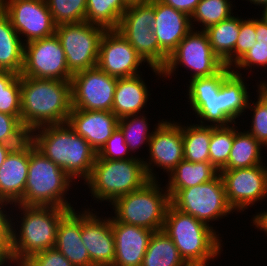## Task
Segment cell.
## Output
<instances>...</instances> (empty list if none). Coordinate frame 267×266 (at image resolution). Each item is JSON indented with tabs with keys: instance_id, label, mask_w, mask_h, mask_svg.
<instances>
[{
	"instance_id": "1",
	"label": "cell",
	"mask_w": 267,
	"mask_h": 266,
	"mask_svg": "<svg viewBox=\"0 0 267 266\" xmlns=\"http://www.w3.org/2000/svg\"><path fill=\"white\" fill-rule=\"evenodd\" d=\"M21 122L31 131L67 123L72 111L70 81L24 77L20 75Z\"/></svg>"
},
{
	"instance_id": "2",
	"label": "cell",
	"mask_w": 267,
	"mask_h": 266,
	"mask_svg": "<svg viewBox=\"0 0 267 266\" xmlns=\"http://www.w3.org/2000/svg\"><path fill=\"white\" fill-rule=\"evenodd\" d=\"M36 131L38 134L34 133ZM29 139L38 151L63 169L71 179L82 176L86 181L89 178L97 153L68 122L37 128L29 133Z\"/></svg>"
},
{
	"instance_id": "3",
	"label": "cell",
	"mask_w": 267,
	"mask_h": 266,
	"mask_svg": "<svg viewBox=\"0 0 267 266\" xmlns=\"http://www.w3.org/2000/svg\"><path fill=\"white\" fill-rule=\"evenodd\" d=\"M17 205L24 215L19 235L9 219V247L10 263L20 266L31 255L54 248L59 222L70 210L53 206Z\"/></svg>"
},
{
	"instance_id": "4",
	"label": "cell",
	"mask_w": 267,
	"mask_h": 266,
	"mask_svg": "<svg viewBox=\"0 0 267 266\" xmlns=\"http://www.w3.org/2000/svg\"><path fill=\"white\" fill-rule=\"evenodd\" d=\"M173 241L188 266H207L221 250L212 226L169 204L162 229Z\"/></svg>"
},
{
	"instance_id": "5",
	"label": "cell",
	"mask_w": 267,
	"mask_h": 266,
	"mask_svg": "<svg viewBox=\"0 0 267 266\" xmlns=\"http://www.w3.org/2000/svg\"><path fill=\"white\" fill-rule=\"evenodd\" d=\"M70 182H73L71 177L38 151L30 140L28 177L23 199L18 204L73 210L64 196L71 186Z\"/></svg>"
},
{
	"instance_id": "6",
	"label": "cell",
	"mask_w": 267,
	"mask_h": 266,
	"mask_svg": "<svg viewBox=\"0 0 267 266\" xmlns=\"http://www.w3.org/2000/svg\"><path fill=\"white\" fill-rule=\"evenodd\" d=\"M150 181L143 160L96 159L86 180L91 194L98 200L111 204L119 197L143 187Z\"/></svg>"
},
{
	"instance_id": "7",
	"label": "cell",
	"mask_w": 267,
	"mask_h": 266,
	"mask_svg": "<svg viewBox=\"0 0 267 266\" xmlns=\"http://www.w3.org/2000/svg\"><path fill=\"white\" fill-rule=\"evenodd\" d=\"M158 186L157 180H150L140 189L117 198L112 203L114 218L152 231L162 230L170 196L167 191L162 193Z\"/></svg>"
},
{
	"instance_id": "8",
	"label": "cell",
	"mask_w": 267,
	"mask_h": 266,
	"mask_svg": "<svg viewBox=\"0 0 267 266\" xmlns=\"http://www.w3.org/2000/svg\"><path fill=\"white\" fill-rule=\"evenodd\" d=\"M155 20L154 0L129 5L117 27V31L131 44L138 55L155 72L162 75L168 55L160 48L152 26Z\"/></svg>"
},
{
	"instance_id": "9",
	"label": "cell",
	"mask_w": 267,
	"mask_h": 266,
	"mask_svg": "<svg viewBox=\"0 0 267 266\" xmlns=\"http://www.w3.org/2000/svg\"><path fill=\"white\" fill-rule=\"evenodd\" d=\"M170 203L178 210L190 214L208 224L230 214L229 205L221 175L209 182L185 189H166Z\"/></svg>"
},
{
	"instance_id": "10",
	"label": "cell",
	"mask_w": 267,
	"mask_h": 266,
	"mask_svg": "<svg viewBox=\"0 0 267 266\" xmlns=\"http://www.w3.org/2000/svg\"><path fill=\"white\" fill-rule=\"evenodd\" d=\"M105 31V28L86 21L56 26L55 34L72 74L97 66L100 40Z\"/></svg>"
},
{
	"instance_id": "11",
	"label": "cell",
	"mask_w": 267,
	"mask_h": 266,
	"mask_svg": "<svg viewBox=\"0 0 267 266\" xmlns=\"http://www.w3.org/2000/svg\"><path fill=\"white\" fill-rule=\"evenodd\" d=\"M194 71L193 78L209 77L218 73L225 65L213 52L204 30H191L177 48L170 54L166 65L161 70L165 77L171 76L179 64Z\"/></svg>"
},
{
	"instance_id": "12",
	"label": "cell",
	"mask_w": 267,
	"mask_h": 266,
	"mask_svg": "<svg viewBox=\"0 0 267 266\" xmlns=\"http://www.w3.org/2000/svg\"><path fill=\"white\" fill-rule=\"evenodd\" d=\"M24 77L71 81L65 52L56 34L39 40L24 43Z\"/></svg>"
},
{
	"instance_id": "13",
	"label": "cell",
	"mask_w": 267,
	"mask_h": 266,
	"mask_svg": "<svg viewBox=\"0 0 267 266\" xmlns=\"http://www.w3.org/2000/svg\"><path fill=\"white\" fill-rule=\"evenodd\" d=\"M72 109L112 111L117 78L98 66L71 77Z\"/></svg>"
},
{
	"instance_id": "14",
	"label": "cell",
	"mask_w": 267,
	"mask_h": 266,
	"mask_svg": "<svg viewBox=\"0 0 267 266\" xmlns=\"http://www.w3.org/2000/svg\"><path fill=\"white\" fill-rule=\"evenodd\" d=\"M0 7L19 36L25 35L26 43L55 34L56 24L46 0H0Z\"/></svg>"
},
{
	"instance_id": "15",
	"label": "cell",
	"mask_w": 267,
	"mask_h": 266,
	"mask_svg": "<svg viewBox=\"0 0 267 266\" xmlns=\"http://www.w3.org/2000/svg\"><path fill=\"white\" fill-rule=\"evenodd\" d=\"M233 68L224 66L218 73L209 77H198L190 80L189 100L192 110L200 119L212 122L215 126L233 124L224 115L223 80ZM229 123V124H228Z\"/></svg>"
},
{
	"instance_id": "16",
	"label": "cell",
	"mask_w": 267,
	"mask_h": 266,
	"mask_svg": "<svg viewBox=\"0 0 267 266\" xmlns=\"http://www.w3.org/2000/svg\"><path fill=\"white\" fill-rule=\"evenodd\" d=\"M263 165L219 171L233 210L244 211L267 196V167Z\"/></svg>"
},
{
	"instance_id": "17",
	"label": "cell",
	"mask_w": 267,
	"mask_h": 266,
	"mask_svg": "<svg viewBox=\"0 0 267 266\" xmlns=\"http://www.w3.org/2000/svg\"><path fill=\"white\" fill-rule=\"evenodd\" d=\"M143 59L116 30H106L100 40L97 66L115 78L133 77Z\"/></svg>"
},
{
	"instance_id": "18",
	"label": "cell",
	"mask_w": 267,
	"mask_h": 266,
	"mask_svg": "<svg viewBox=\"0 0 267 266\" xmlns=\"http://www.w3.org/2000/svg\"><path fill=\"white\" fill-rule=\"evenodd\" d=\"M157 125L148 143L150 151L149 162L143 161L150 180H156L151 166L162 167L171 173L184 160L182 125L176 122H167V120H162Z\"/></svg>"
},
{
	"instance_id": "19",
	"label": "cell",
	"mask_w": 267,
	"mask_h": 266,
	"mask_svg": "<svg viewBox=\"0 0 267 266\" xmlns=\"http://www.w3.org/2000/svg\"><path fill=\"white\" fill-rule=\"evenodd\" d=\"M81 238L93 266H113L115 242L110 218L101 220L96 214L84 210Z\"/></svg>"
},
{
	"instance_id": "20",
	"label": "cell",
	"mask_w": 267,
	"mask_h": 266,
	"mask_svg": "<svg viewBox=\"0 0 267 266\" xmlns=\"http://www.w3.org/2000/svg\"><path fill=\"white\" fill-rule=\"evenodd\" d=\"M30 159V139L14 147L0 167V202L18 204L24 196Z\"/></svg>"
},
{
	"instance_id": "21",
	"label": "cell",
	"mask_w": 267,
	"mask_h": 266,
	"mask_svg": "<svg viewBox=\"0 0 267 266\" xmlns=\"http://www.w3.org/2000/svg\"><path fill=\"white\" fill-rule=\"evenodd\" d=\"M115 242L113 266H141L154 231L111 218Z\"/></svg>"
},
{
	"instance_id": "22",
	"label": "cell",
	"mask_w": 267,
	"mask_h": 266,
	"mask_svg": "<svg viewBox=\"0 0 267 266\" xmlns=\"http://www.w3.org/2000/svg\"><path fill=\"white\" fill-rule=\"evenodd\" d=\"M67 122L98 153L118 127L119 119L112 111L72 109Z\"/></svg>"
},
{
	"instance_id": "23",
	"label": "cell",
	"mask_w": 267,
	"mask_h": 266,
	"mask_svg": "<svg viewBox=\"0 0 267 266\" xmlns=\"http://www.w3.org/2000/svg\"><path fill=\"white\" fill-rule=\"evenodd\" d=\"M154 15L153 32L158 39L160 48L170 56L177 45L193 29L191 17L158 0H154Z\"/></svg>"
},
{
	"instance_id": "24",
	"label": "cell",
	"mask_w": 267,
	"mask_h": 266,
	"mask_svg": "<svg viewBox=\"0 0 267 266\" xmlns=\"http://www.w3.org/2000/svg\"><path fill=\"white\" fill-rule=\"evenodd\" d=\"M82 213L70 210L59 222L54 248L74 266H93L82 238Z\"/></svg>"
},
{
	"instance_id": "25",
	"label": "cell",
	"mask_w": 267,
	"mask_h": 266,
	"mask_svg": "<svg viewBox=\"0 0 267 266\" xmlns=\"http://www.w3.org/2000/svg\"><path fill=\"white\" fill-rule=\"evenodd\" d=\"M148 93L140 75L117 78L112 112L118 119L138 114L147 103Z\"/></svg>"
},
{
	"instance_id": "26",
	"label": "cell",
	"mask_w": 267,
	"mask_h": 266,
	"mask_svg": "<svg viewBox=\"0 0 267 266\" xmlns=\"http://www.w3.org/2000/svg\"><path fill=\"white\" fill-rule=\"evenodd\" d=\"M20 39L8 15L0 7V71L21 74L24 42Z\"/></svg>"
},
{
	"instance_id": "27",
	"label": "cell",
	"mask_w": 267,
	"mask_h": 266,
	"mask_svg": "<svg viewBox=\"0 0 267 266\" xmlns=\"http://www.w3.org/2000/svg\"><path fill=\"white\" fill-rule=\"evenodd\" d=\"M241 20V18L231 16L204 30L213 52L227 67H231L233 63L235 65V45L239 36Z\"/></svg>"
},
{
	"instance_id": "28",
	"label": "cell",
	"mask_w": 267,
	"mask_h": 266,
	"mask_svg": "<svg viewBox=\"0 0 267 266\" xmlns=\"http://www.w3.org/2000/svg\"><path fill=\"white\" fill-rule=\"evenodd\" d=\"M219 171L210 162L182 160L170 173L166 189H185L211 181Z\"/></svg>"
},
{
	"instance_id": "29",
	"label": "cell",
	"mask_w": 267,
	"mask_h": 266,
	"mask_svg": "<svg viewBox=\"0 0 267 266\" xmlns=\"http://www.w3.org/2000/svg\"><path fill=\"white\" fill-rule=\"evenodd\" d=\"M263 145L248 132H238L235 129L234 141L228 158V163L221 170L249 168L261 165V147Z\"/></svg>"
},
{
	"instance_id": "30",
	"label": "cell",
	"mask_w": 267,
	"mask_h": 266,
	"mask_svg": "<svg viewBox=\"0 0 267 266\" xmlns=\"http://www.w3.org/2000/svg\"><path fill=\"white\" fill-rule=\"evenodd\" d=\"M141 266H188L171 238L163 231H154Z\"/></svg>"
},
{
	"instance_id": "31",
	"label": "cell",
	"mask_w": 267,
	"mask_h": 266,
	"mask_svg": "<svg viewBox=\"0 0 267 266\" xmlns=\"http://www.w3.org/2000/svg\"><path fill=\"white\" fill-rule=\"evenodd\" d=\"M201 124L182 126L184 160L189 162H209V144L212 125Z\"/></svg>"
},
{
	"instance_id": "32",
	"label": "cell",
	"mask_w": 267,
	"mask_h": 266,
	"mask_svg": "<svg viewBox=\"0 0 267 266\" xmlns=\"http://www.w3.org/2000/svg\"><path fill=\"white\" fill-rule=\"evenodd\" d=\"M128 7L125 0H87L86 22L106 30L117 29Z\"/></svg>"
},
{
	"instance_id": "33",
	"label": "cell",
	"mask_w": 267,
	"mask_h": 266,
	"mask_svg": "<svg viewBox=\"0 0 267 266\" xmlns=\"http://www.w3.org/2000/svg\"><path fill=\"white\" fill-rule=\"evenodd\" d=\"M238 70L232 72L223 80L224 115L233 123L247 108L249 93L246 84Z\"/></svg>"
},
{
	"instance_id": "34",
	"label": "cell",
	"mask_w": 267,
	"mask_h": 266,
	"mask_svg": "<svg viewBox=\"0 0 267 266\" xmlns=\"http://www.w3.org/2000/svg\"><path fill=\"white\" fill-rule=\"evenodd\" d=\"M0 112L21 117L20 75L0 71Z\"/></svg>"
},
{
	"instance_id": "35",
	"label": "cell",
	"mask_w": 267,
	"mask_h": 266,
	"mask_svg": "<svg viewBox=\"0 0 267 266\" xmlns=\"http://www.w3.org/2000/svg\"><path fill=\"white\" fill-rule=\"evenodd\" d=\"M233 126H213L209 144V162L220 171L227 163L235 136Z\"/></svg>"
},
{
	"instance_id": "36",
	"label": "cell",
	"mask_w": 267,
	"mask_h": 266,
	"mask_svg": "<svg viewBox=\"0 0 267 266\" xmlns=\"http://www.w3.org/2000/svg\"><path fill=\"white\" fill-rule=\"evenodd\" d=\"M57 25L86 21L87 0H46Z\"/></svg>"
},
{
	"instance_id": "37",
	"label": "cell",
	"mask_w": 267,
	"mask_h": 266,
	"mask_svg": "<svg viewBox=\"0 0 267 266\" xmlns=\"http://www.w3.org/2000/svg\"><path fill=\"white\" fill-rule=\"evenodd\" d=\"M230 3L229 0H201L192 14L191 20L202 23L204 26L202 30H206L232 16V4Z\"/></svg>"
},
{
	"instance_id": "38",
	"label": "cell",
	"mask_w": 267,
	"mask_h": 266,
	"mask_svg": "<svg viewBox=\"0 0 267 266\" xmlns=\"http://www.w3.org/2000/svg\"><path fill=\"white\" fill-rule=\"evenodd\" d=\"M131 118V119H130ZM147 118L138 114L119 119L118 127L123 132L129 151H134L142 143H149L152 133H148ZM131 149V150H130Z\"/></svg>"
},
{
	"instance_id": "39",
	"label": "cell",
	"mask_w": 267,
	"mask_h": 266,
	"mask_svg": "<svg viewBox=\"0 0 267 266\" xmlns=\"http://www.w3.org/2000/svg\"><path fill=\"white\" fill-rule=\"evenodd\" d=\"M29 139V132L24 128L21 117L0 112V143L17 147Z\"/></svg>"
},
{
	"instance_id": "40",
	"label": "cell",
	"mask_w": 267,
	"mask_h": 266,
	"mask_svg": "<svg viewBox=\"0 0 267 266\" xmlns=\"http://www.w3.org/2000/svg\"><path fill=\"white\" fill-rule=\"evenodd\" d=\"M129 149L125 142L123 132L119 127L113 132L111 137L107 140L106 144L97 153L96 159H107V160H127L132 159L134 156L126 155ZM125 156V157H124Z\"/></svg>"
},
{
	"instance_id": "41",
	"label": "cell",
	"mask_w": 267,
	"mask_h": 266,
	"mask_svg": "<svg viewBox=\"0 0 267 266\" xmlns=\"http://www.w3.org/2000/svg\"><path fill=\"white\" fill-rule=\"evenodd\" d=\"M255 19L241 20L239 36L235 45V64L256 43Z\"/></svg>"
},
{
	"instance_id": "42",
	"label": "cell",
	"mask_w": 267,
	"mask_h": 266,
	"mask_svg": "<svg viewBox=\"0 0 267 266\" xmlns=\"http://www.w3.org/2000/svg\"><path fill=\"white\" fill-rule=\"evenodd\" d=\"M20 266H74L60 251L50 248L37 252Z\"/></svg>"
},
{
	"instance_id": "43",
	"label": "cell",
	"mask_w": 267,
	"mask_h": 266,
	"mask_svg": "<svg viewBox=\"0 0 267 266\" xmlns=\"http://www.w3.org/2000/svg\"><path fill=\"white\" fill-rule=\"evenodd\" d=\"M248 103L247 108L254 110L252 117L251 130L247 131L249 134L254 136L263 147L267 146V110L263 105L257 101L254 106H250Z\"/></svg>"
},
{
	"instance_id": "44",
	"label": "cell",
	"mask_w": 267,
	"mask_h": 266,
	"mask_svg": "<svg viewBox=\"0 0 267 266\" xmlns=\"http://www.w3.org/2000/svg\"><path fill=\"white\" fill-rule=\"evenodd\" d=\"M255 64L267 66V44L256 42L234 66L244 69Z\"/></svg>"
},
{
	"instance_id": "45",
	"label": "cell",
	"mask_w": 267,
	"mask_h": 266,
	"mask_svg": "<svg viewBox=\"0 0 267 266\" xmlns=\"http://www.w3.org/2000/svg\"><path fill=\"white\" fill-rule=\"evenodd\" d=\"M6 204L0 202V259L5 263L10 262L9 247V218L4 214L3 206Z\"/></svg>"
},
{
	"instance_id": "46",
	"label": "cell",
	"mask_w": 267,
	"mask_h": 266,
	"mask_svg": "<svg viewBox=\"0 0 267 266\" xmlns=\"http://www.w3.org/2000/svg\"><path fill=\"white\" fill-rule=\"evenodd\" d=\"M158 1L165 5L171 6L174 9L183 12L191 17L197 7V4L201 0H158Z\"/></svg>"
},
{
	"instance_id": "47",
	"label": "cell",
	"mask_w": 267,
	"mask_h": 266,
	"mask_svg": "<svg viewBox=\"0 0 267 266\" xmlns=\"http://www.w3.org/2000/svg\"><path fill=\"white\" fill-rule=\"evenodd\" d=\"M255 31H256V42L267 44V22L261 19H255Z\"/></svg>"
},
{
	"instance_id": "48",
	"label": "cell",
	"mask_w": 267,
	"mask_h": 266,
	"mask_svg": "<svg viewBox=\"0 0 267 266\" xmlns=\"http://www.w3.org/2000/svg\"><path fill=\"white\" fill-rule=\"evenodd\" d=\"M261 85V86H260ZM258 89V101L263 105V107L267 110V83L260 82Z\"/></svg>"
},
{
	"instance_id": "49",
	"label": "cell",
	"mask_w": 267,
	"mask_h": 266,
	"mask_svg": "<svg viewBox=\"0 0 267 266\" xmlns=\"http://www.w3.org/2000/svg\"><path fill=\"white\" fill-rule=\"evenodd\" d=\"M13 148L14 146L12 145L0 143V167Z\"/></svg>"
},
{
	"instance_id": "50",
	"label": "cell",
	"mask_w": 267,
	"mask_h": 266,
	"mask_svg": "<svg viewBox=\"0 0 267 266\" xmlns=\"http://www.w3.org/2000/svg\"><path fill=\"white\" fill-rule=\"evenodd\" d=\"M253 223L255 226H267V212L264 211L254 216Z\"/></svg>"
},
{
	"instance_id": "51",
	"label": "cell",
	"mask_w": 267,
	"mask_h": 266,
	"mask_svg": "<svg viewBox=\"0 0 267 266\" xmlns=\"http://www.w3.org/2000/svg\"><path fill=\"white\" fill-rule=\"evenodd\" d=\"M149 0H125V2L128 4V5H133V4H142V3H145V2H148Z\"/></svg>"
},
{
	"instance_id": "52",
	"label": "cell",
	"mask_w": 267,
	"mask_h": 266,
	"mask_svg": "<svg viewBox=\"0 0 267 266\" xmlns=\"http://www.w3.org/2000/svg\"><path fill=\"white\" fill-rule=\"evenodd\" d=\"M250 3H253L255 5H259L263 7V5H266L267 4V0H249Z\"/></svg>"
},
{
	"instance_id": "53",
	"label": "cell",
	"mask_w": 267,
	"mask_h": 266,
	"mask_svg": "<svg viewBox=\"0 0 267 266\" xmlns=\"http://www.w3.org/2000/svg\"><path fill=\"white\" fill-rule=\"evenodd\" d=\"M263 8H264V11H262L263 12L262 18L267 22V4L264 5Z\"/></svg>"
},
{
	"instance_id": "54",
	"label": "cell",
	"mask_w": 267,
	"mask_h": 266,
	"mask_svg": "<svg viewBox=\"0 0 267 266\" xmlns=\"http://www.w3.org/2000/svg\"><path fill=\"white\" fill-rule=\"evenodd\" d=\"M256 227L261 229V231L263 230L264 232L267 233V226H256Z\"/></svg>"
},
{
	"instance_id": "55",
	"label": "cell",
	"mask_w": 267,
	"mask_h": 266,
	"mask_svg": "<svg viewBox=\"0 0 267 266\" xmlns=\"http://www.w3.org/2000/svg\"><path fill=\"white\" fill-rule=\"evenodd\" d=\"M5 264L1 259H0V266H3Z\"/></svg>"
}]
</instances>
